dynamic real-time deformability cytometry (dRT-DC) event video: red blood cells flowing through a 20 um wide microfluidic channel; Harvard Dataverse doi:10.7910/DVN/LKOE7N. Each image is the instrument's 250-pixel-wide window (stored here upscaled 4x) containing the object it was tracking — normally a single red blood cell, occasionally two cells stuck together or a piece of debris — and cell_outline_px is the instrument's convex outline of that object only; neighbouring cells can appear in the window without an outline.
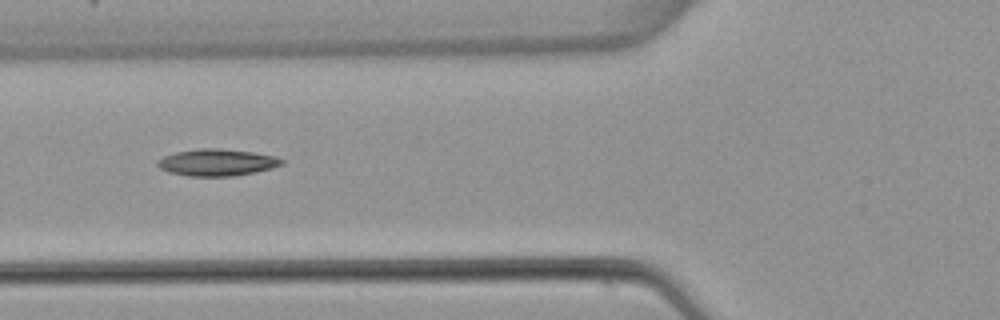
{"species": "common noctule bat (a hibernating species)", "species_latin": "Nyctalus noctula", "temperature_condition": "warm", "stored_images_in_passage": 6, "camera_frame_rate_fps": 3000, "um_per_image_px": 0.085, "animal": {"sex": "female", "body_mass_g": 22.7, "forearm_length_mm": 54.2}, "frame": {"image": 1, "passage_image": 5, "time_ms": 5.667, "image_size_px": [1000, 320], "cell_outline_px": [[284, 164], [272, 168], [256, 172], [232, 176], [188, 176], [168, 172], [160, 168], [156, 164], [164, 156], [176, 152], [200, 148], [220, 148], [252, 152], [276, 156], [284, 160]], "centroid_in_image_um": [18.47, 13.81], "position_along_channel_um": 107.3, "area_um2": 19.42}}
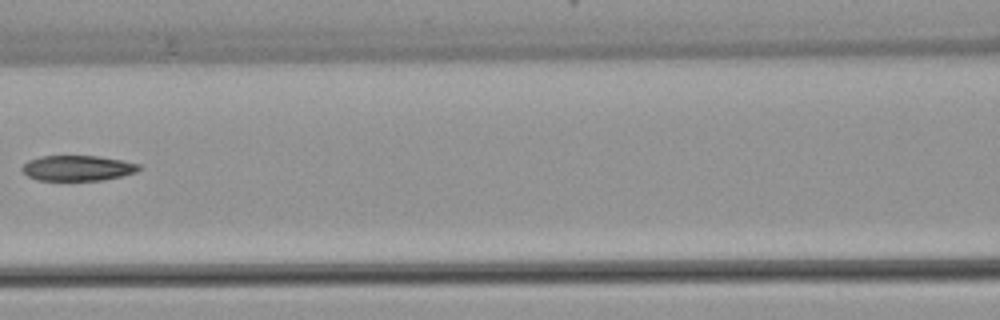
{"frame": {"image": 2, "passage_image": 6, "time_ms": 7.0, "image_size_px": [1000, 320], "cell_outline_px": [[144, 168], [136, 172], [120, 176], [100, 180], [36, 180], [28, 176], [20, 168], [28, 160], [40, 156], [100, 156], [140, 164]], "centroid_in_image_um": [6.6, 14.28], "position_along_channel_um": 160.0, "area_um2": 17.28}}